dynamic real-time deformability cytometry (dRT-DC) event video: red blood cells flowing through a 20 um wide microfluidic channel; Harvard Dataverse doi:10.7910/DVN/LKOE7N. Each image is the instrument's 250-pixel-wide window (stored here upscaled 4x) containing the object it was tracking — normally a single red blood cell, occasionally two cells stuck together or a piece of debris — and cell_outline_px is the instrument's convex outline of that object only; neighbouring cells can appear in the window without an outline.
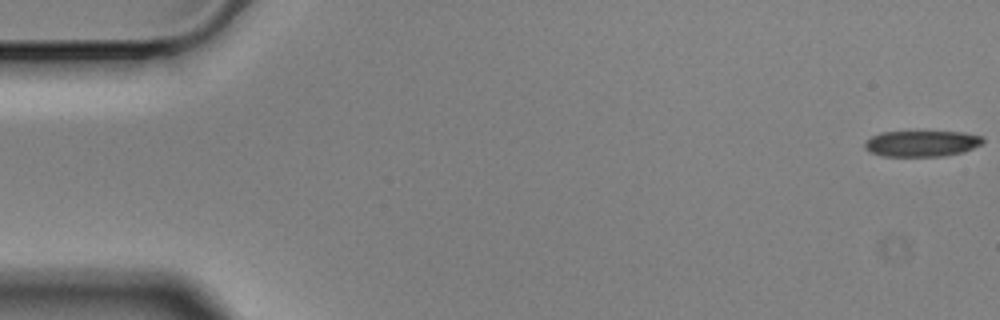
{"species": "Egyptian fruit bat (a non-hibernating species)", "species_latin": "Rousettus aegyptiacus", "temperature_condition": "cold", "stored_images_in_passage": 5, "camera_frame_rate_fps": 3000, "um_per_image_px": 0.085, "animal": {"sex": "male"}, "frame": {"image": 1, "passage_image": 1, "time_ms": 0.0, "image_size_px": [1000, 320], "cell_outline_px": [[984, 144], [964, 152], [944, 156], [884, 156], [872, 152], [864, 148], [864, 144], [872, 136], [880, 132], [964, 132], [984, 136]], "centroid_in_image_um": [78.42, 12.2], "position_along_channel_um": 6.6, "area_um2": 17.98}}
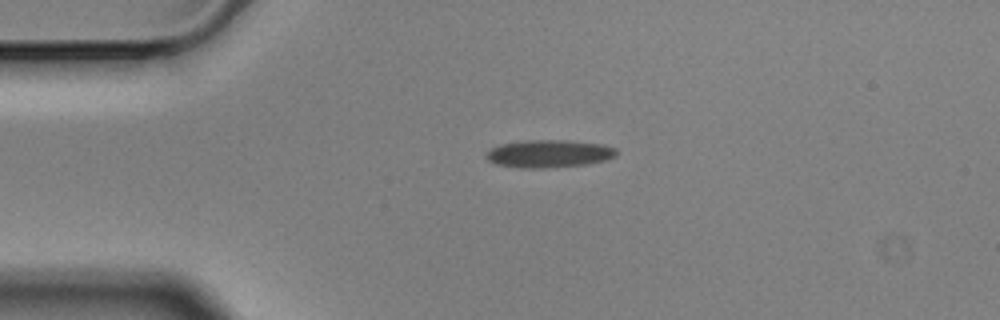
{"frame": {"image": 2, "passage_image": 4, "time_ms": 1.0, "image_size_px": [1000, 320], "cell_outline_px": [[616, 156], [604, 160], [588, 164], [548, 168], [520, 168], [496, 164], [488, 160], [484, 156], [484, 152], [500, 144], [528, 140], [564, 140], [604, 144], [616, 148]], "centroid_in_image_um": [46.64, 13.06], "position_along_channel_um": 38.4, "area_um2": 21.15}}